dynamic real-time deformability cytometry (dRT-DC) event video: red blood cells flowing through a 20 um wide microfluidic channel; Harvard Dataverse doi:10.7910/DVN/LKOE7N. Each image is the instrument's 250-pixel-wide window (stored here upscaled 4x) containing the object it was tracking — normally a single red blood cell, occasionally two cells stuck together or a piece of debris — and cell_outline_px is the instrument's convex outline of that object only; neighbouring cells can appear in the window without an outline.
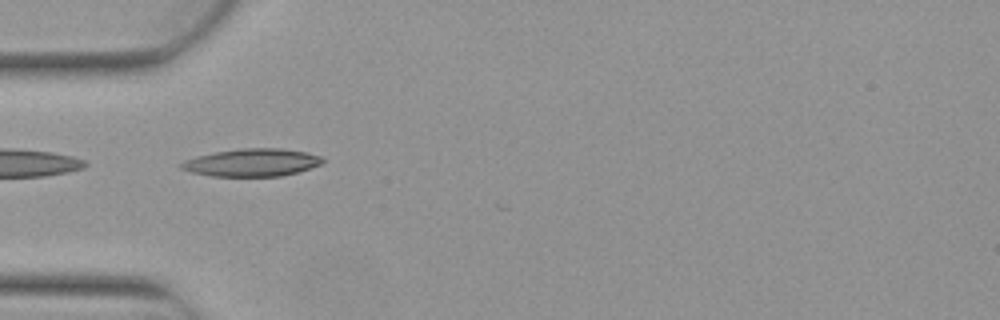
{"species": "Egyptian fruit bat (a non-hibernating species)", "species_latin": "Rousettus aegyptiacus", "temperature_condition": "warm", "stored_images_in_passage": 2, "camera_frame_rate_fps": 3000, "um_per_image_px": 0.085, "animal": {"sex": "female"}, "frame": {"image": 1, "passage_image": 1, "time_ms": 0.0, "image_size_px": [1000, 320], "cell_outline_px": [[324, 160], [320, 164], [296, 172], [280, 176], [212, 176], [192, 172], [180, 168], [180, 164], [184, 160], [196, 156], [216, 152], [240, 148], [280, 148], [308, 152], [320, 156]], "centroid_in_image_um": [21.4, 13.8], "position_along_channel_um": 63.6, "area_um2": 22.6}}